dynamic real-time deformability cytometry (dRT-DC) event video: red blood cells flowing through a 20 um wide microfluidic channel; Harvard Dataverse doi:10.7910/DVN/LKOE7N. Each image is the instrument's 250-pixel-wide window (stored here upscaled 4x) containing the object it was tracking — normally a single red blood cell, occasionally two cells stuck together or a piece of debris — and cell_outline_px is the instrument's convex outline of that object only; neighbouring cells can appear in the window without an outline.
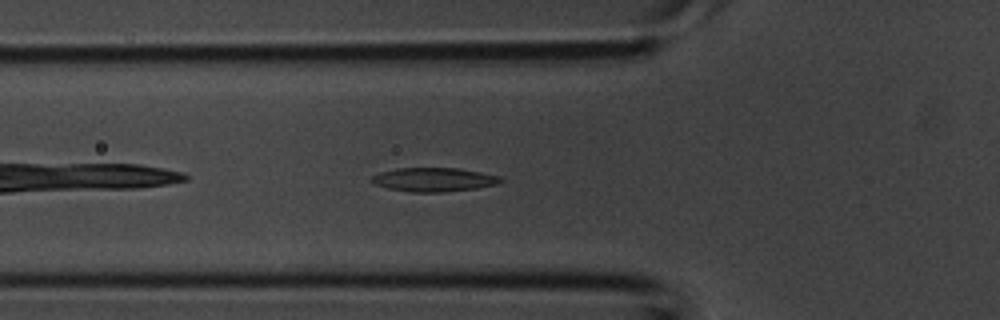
{"species": "common noctule bat (a hibernating species)", "species_latin": "Nyctalus noctula", "temperature_condition": "room temperature", "stored_images_in_passage": 28, "camera_frame_rate_fps": 3000, "um_per_image_px": 0.085, "animal": {"sex": "male", "body_mass_g": 20.1, "forearm_length_mm": 53.5}, "frame": {"image": 1, "passage_image": 2, "time_ms": 0.333, "image_size_px": [1000, 320], "cell_outline_px": [[504, 180], [496, 184], [476, 188], [444, 192], [412, 192], [388, 188], [372, 184], [368, 180], [372, 176], [380, 172], [396, 168], [456, 168], [480, 172], [500, 176]], "centroid_in_image_um": [36.82, 15.26], "position_along_channel_um": 89.0, "area_um2": 17.98}}
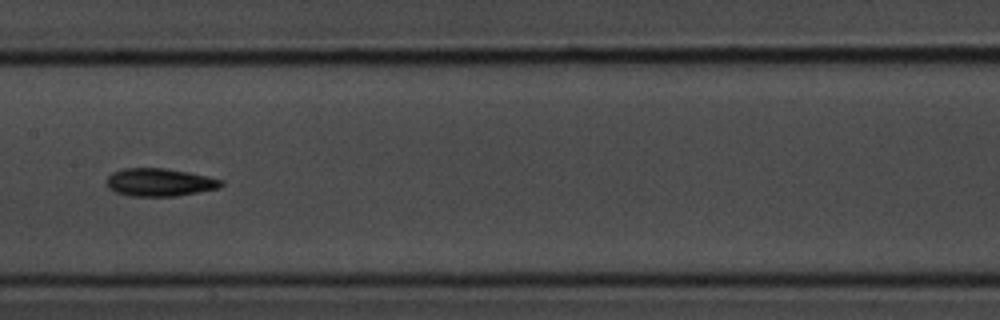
{"frame": {"image": 2, "passage_image": 8, "time_ms": 2.333, "image_size_px": [1000, 320], "cell_outline_px": [[224, 184], [220, 188], [176, 196], [132, 196], [116, 192], [108, 188], [108, 176], [112, 172], [124, 168], [164, 168], [188, 172], [208, 176], [224, 180]], "centroid_in_image_um": [13.6, 15.49], "position_along_channel_um": 193.8, "area_um2": 18.61}}
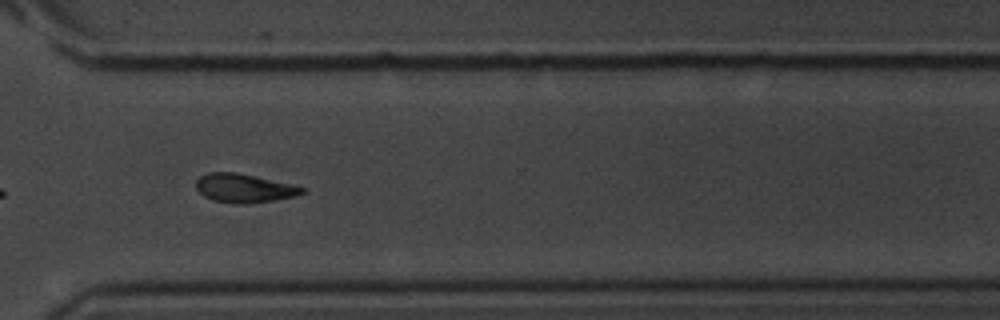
{"frame": {"image": 3, "passage_image": 17, "time_ms": 5.333, "image_size_px": [1000, 320], "cell_outline_px": [[308, 188], [304, 192], [292, 196], [272, 200], [212, 200], [204, 196], [196, 188], [196, 180], [200, 176], [208, 172], [236, 172]], "centroid_in_image_um": [20.71, 15.92], "position_along_channel_um": 349.9, "area_um2": 16.53}}